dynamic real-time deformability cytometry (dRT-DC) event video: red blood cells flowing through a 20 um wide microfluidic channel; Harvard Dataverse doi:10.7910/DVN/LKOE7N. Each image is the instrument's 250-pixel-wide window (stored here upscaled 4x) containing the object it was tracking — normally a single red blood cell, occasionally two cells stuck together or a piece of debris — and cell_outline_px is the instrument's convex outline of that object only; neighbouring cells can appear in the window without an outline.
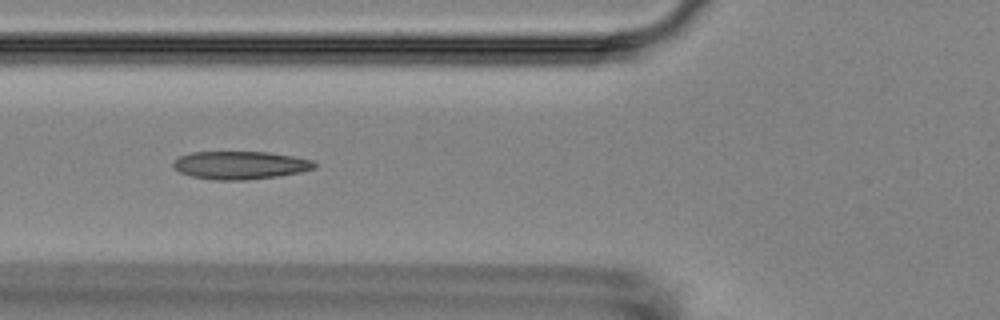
{"species": "Egyptian fruit bat (a non-hibernating species)", "species_latin": "Rousettus aegyptiacus", "temperature_condition": "room temperature", "stored_images_in_passage": 11, "camera_frame_rate_fps": 3000, "um_per_image_px": 0.085, "animal": {"sex": "female"}, "frame": {"image": 1, "passage_image": 2, "time_ms": 1.0, "image_size_px": [1000, 320], "cell_outline_px": [[316, 168], [300, 172], [276, 176], [244, 180], [216, 180], [192, 176], [180, 172], [172, 164], [180, 156], [192, 152], [268, 152], [292, 156], [312, 160], [316, 164]], "centroid_in_image_um": [20.44, 14.04], "position_along_channel_um": 105.4, "area_um2": 22.77}}
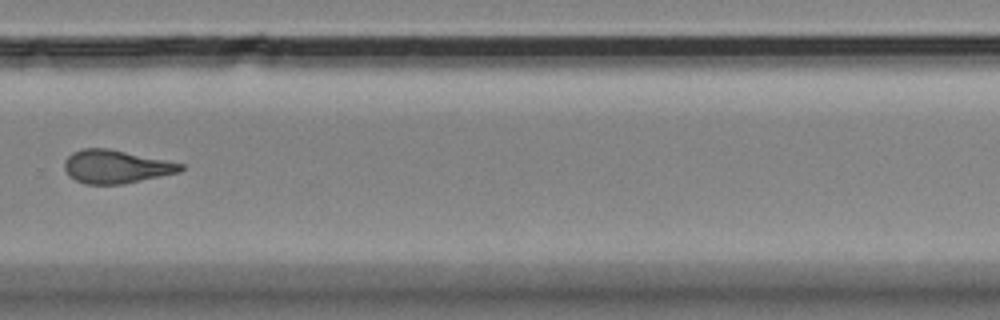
{"frame": {"image": 2, "passage_image": 7, "time_ms": 7.0, "image_size_px": [1000, 320], "cell_outline_px": [[184, 168], [180, 172], [124, 184], [84, 184], [68, 176], [64, 168], [64, 160], [72, 152], [84, 148], [108, 148], [184, 164]], "centroid_in_image_um": [9.83, 14.17], "position_along_channel_um": 320.0, "area_um2": 22.54}}
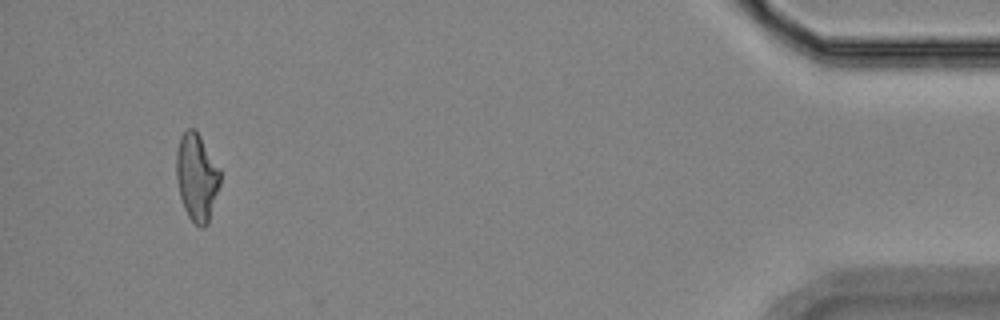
{"frame": {"image": 3, "passage_image": 11, "time_ms": 11.667, "image_size_px": [1000, 320], "cell_outline_px": [[220, 184], [208, 224], [204, 228], [200, 228], [188, 216], [184, 208], [180, 196], [176, 180], [176, 152], [180, 136], [188, 128], [196, 128], [220, 168]], "centroid_in_image_um": [16.72, 15.04], "position_along_channel_um": 418.5, "area_um2": 22.6}, "authors_computed_cell_mechanics": {"area_um2": 22.542, "velocity_mm_per_s": 3.5799, "shape_relaxation_time_tau1_ms": 5.4012, "shape_relaxation_time_tau2_ms": 2.2421, "deformation_change_tau1": 0.1415, "deformation_change_tau2": 0.0846}}